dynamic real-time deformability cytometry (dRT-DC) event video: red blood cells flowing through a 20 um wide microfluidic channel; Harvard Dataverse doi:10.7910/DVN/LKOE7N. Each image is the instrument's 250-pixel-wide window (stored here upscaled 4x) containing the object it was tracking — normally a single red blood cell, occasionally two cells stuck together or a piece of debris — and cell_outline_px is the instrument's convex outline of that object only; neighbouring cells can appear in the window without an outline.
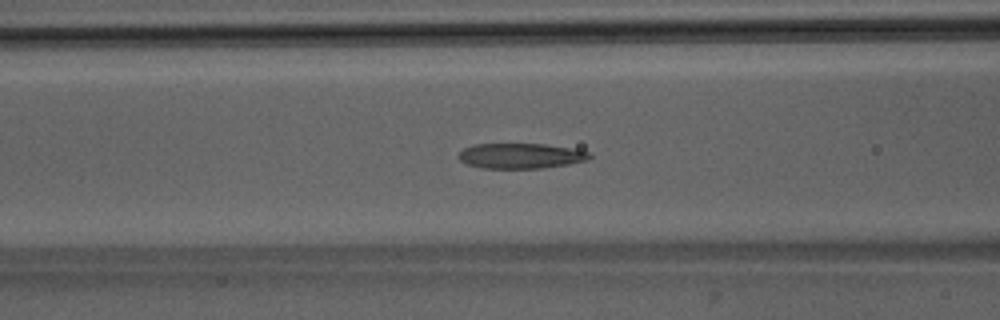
{"species": "Egyptian fruit bat (a non-hibernating species)", "species_latin": "Rousettus aegyptiacus", "temperature_condition": "room temperature", "stored_images_in_passage": 41, "camera_frame_rate_fps": 3000, "um_per_image_px": 0.085, "animal": {"sex": "male"}, "frame": {"image": 1, "passage_image": 11, "time_ms": 3.333, "image_size_px": [1000, 320], "cell_outline_px": [[592, 156], [588, 160], [568, 164], [544, 168], [480, 168], [468, 164], [460, 160], [456, 156], [464, 148], [476, 144], [544, 144], [572, 148], [592, 152]], "centroid_in_image_um": [44.29, 13.25], "position_along_channel_um": 122.3, "area_um2": 19.36}}
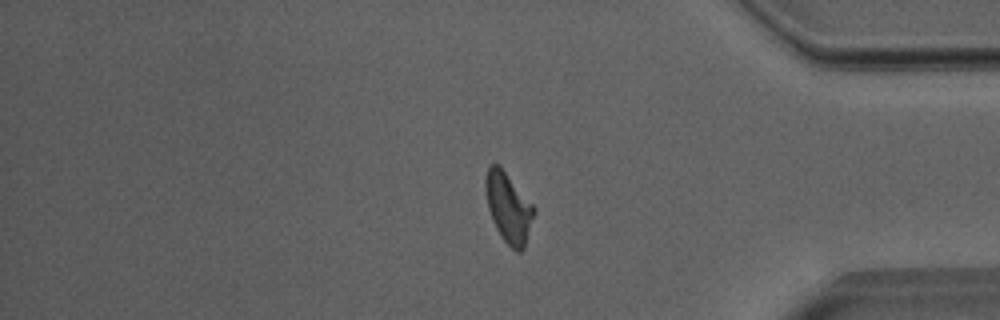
{"frame": {"image": 2, "passage_image": 33, "time_ms": 10.667, "image_size_px": [1000, 320], "cell_outline_px": [[536, 212], [524, 248], [520, 252], [516, 252], [504, 240], [496, 228], [492, 220], [488, 208], [484, 188], [484, 176], [488, 164], [500, 164], [536, 208]], "centroid_in_image_um": [43.21, 17.59], "position_along_channel_um": 392.0, "area_um2": 20.17}}
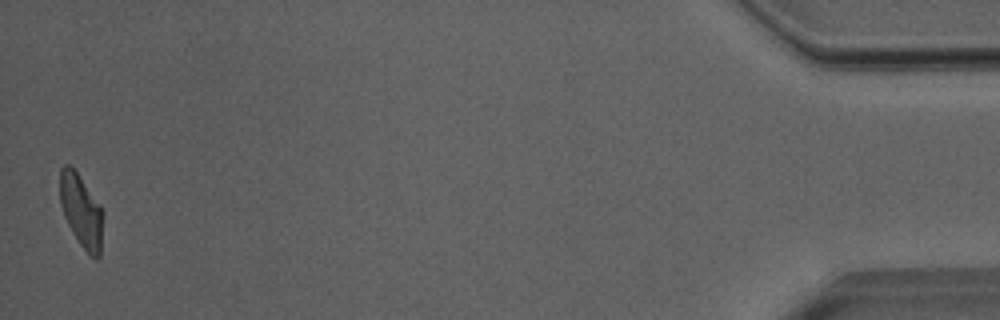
{"frame": {"image": 3, "passage_image": 41, "time_ms": 13.333, "image_size_px": [1000, 320], "cell_outline_px": [[104, 216], [100, 256], [96, 260], [80, 244], [72, 232], [64, 216], [60, 204], [60, 168], [64, 164], [68, 164], [76, 172], [100, 204], [104, 212]], "centroid_in_image_um": [6.92, 17.94], "position_along_channel_um": 428.3, "area_um2": 18.32}, "authors_computed_cell_mechanics": {"area_um2": 19.5942, "velocity_mm_per_s": 3.9883, "shape_relaxation_time_tau1_ms": null, "shape_relaxation_time_tau2_ms": 2.1767, "deformation_change_tau1": null, "deformation_change_tau2": 0.1174}}